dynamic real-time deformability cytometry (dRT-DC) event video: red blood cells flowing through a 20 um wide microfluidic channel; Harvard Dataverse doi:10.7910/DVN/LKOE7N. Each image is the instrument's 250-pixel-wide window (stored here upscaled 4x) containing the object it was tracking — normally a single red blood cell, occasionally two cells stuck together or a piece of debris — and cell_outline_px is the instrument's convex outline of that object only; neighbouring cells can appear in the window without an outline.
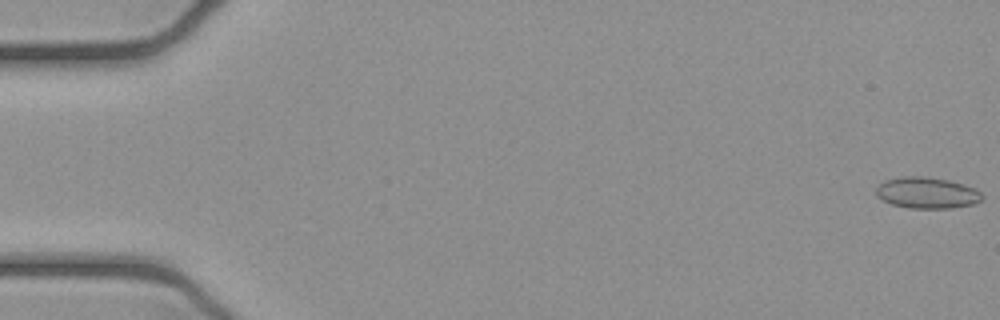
{"species": "common noctule bat (a hibernating species)", "species_latin": "Nyctalus noctula", "temperature_condition": "cold", "stored_images_in_passage": 45, "camera_frame_rate_fps": 3000, "um_per_image_px": 0.085, "animal": {"sex": "female", "body_mass_g": 21.9}, "frame": {"image": 1, "passage_image": 1, "time_ms": 0.0, "image_size_px": [1000, 320], "cell_outline_px": [[984, 200], [972, 204], [952, 208], [908, 208], [892, 204], [876, 196], [876, 188], [884, 180], [900, 176], [924, 176], [948, 180], [972, 188], [980, 192], [984, 196]], "centroid_in_image_um": [78.77, 16.39], "position_along_channel_um": 6.2, "area_um2": 19.25}}
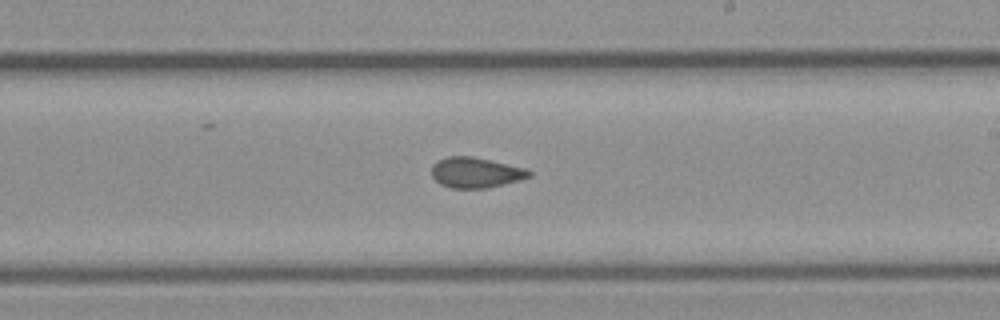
{"frame": {"image": 2, "passage_image": 31, "time_ms": 10.0, "image_size_px": [1000, 320], "cell_outline_px": [[532, 176], [520, 180], [488, 188], [452, 188], [440, 184], [432, 176], [432, 164], [436, 160], [448, 156], [472, 156], [524, 168], [532, 172]], "centroid_in_image_um": [40.41, 14.67], "position_along_channel_um": 248.6, "area_um2": 17.28}}
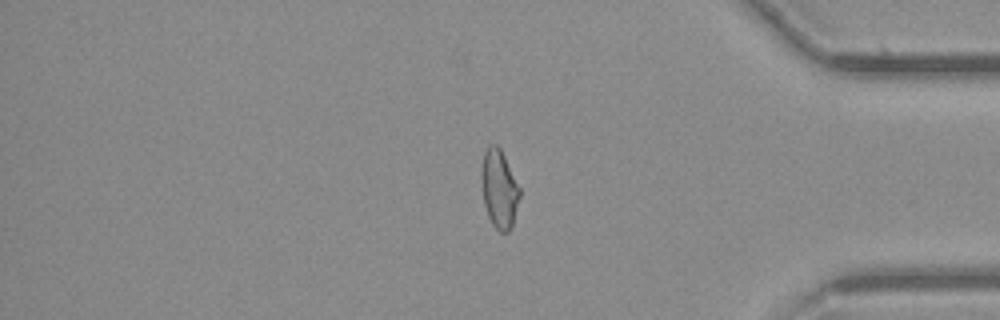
{"frame": {"image": 3, "passage_image": 44, "time_ms": 14.333, "image_size_px": [1000, 320], "cell_outline_px": [[520, 196], [512, 224], [508, 232], [500, 232], [492, 224], [488, 216], [484, 204], [480, 176], [480, 172], [484, 152], [488, 144], [496, 144], [500, 148], [520, 188]], "centroid_in_image_um": [42.4, 16.03], "position_along_channel_um": 392.8, "area_um2": 17.46}}